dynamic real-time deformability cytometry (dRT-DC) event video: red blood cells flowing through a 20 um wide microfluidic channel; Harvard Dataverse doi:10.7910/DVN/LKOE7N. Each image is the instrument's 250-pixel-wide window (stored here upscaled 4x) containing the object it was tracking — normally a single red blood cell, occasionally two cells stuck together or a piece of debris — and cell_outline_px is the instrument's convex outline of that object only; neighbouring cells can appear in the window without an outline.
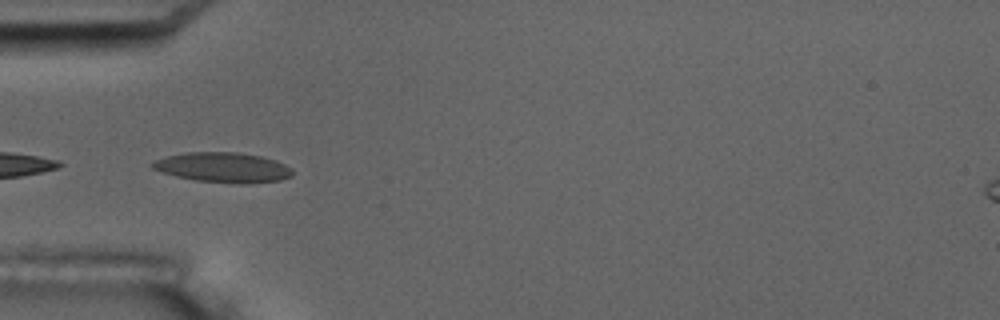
{"species": "common noctule bat (a hibernating species)", "species_latin": "Nyctalus noctula", "temperature_condition": "room temperature", "stored_images_in_passage": 7, "camera_frame_rate_fps": 3000, "um_per_image_px": 0.085, "animal": {"sex": "male", "body_mass_g": 17.5, "forearm_length_mm": 52.3}, "frame": {"image": 1, "passage_image": 5, "time_ms": 5.333, "image_size_px": [1000, 320], "cell_outline_px": [[292, 176], [280, 180], [244, 184], [240, 184], [196, 180], [176, 176], [152, 168], [148, 164], [156, 160], [168, 156], [188, 152], [236, 152], [260, 156], [276, 160], [292, 168]], "centroid_in_image_um": [18.98, 14.23], "position_along_channel_um": 66.0, "area_um2": 24.33}}